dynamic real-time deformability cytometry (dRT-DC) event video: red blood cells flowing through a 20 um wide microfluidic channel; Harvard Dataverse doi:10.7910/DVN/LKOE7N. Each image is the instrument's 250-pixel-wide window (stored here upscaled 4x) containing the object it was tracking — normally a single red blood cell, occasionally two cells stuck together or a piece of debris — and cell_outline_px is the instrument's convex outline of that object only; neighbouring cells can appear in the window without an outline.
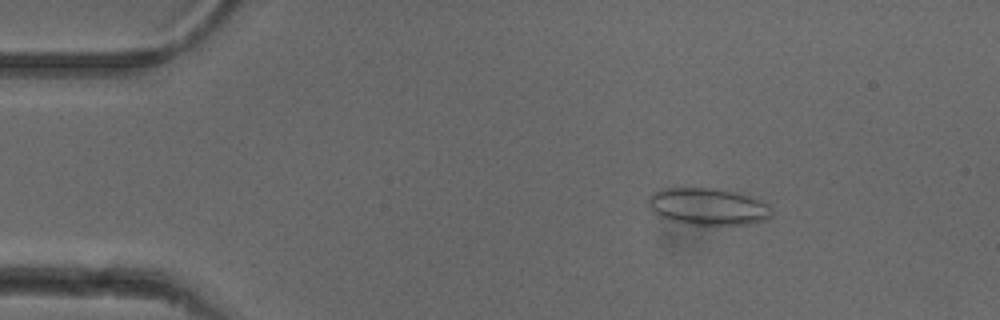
{"species": "common noctule bat (a hibernating species)", "species_latin": "Nyctalus noctula", "temperature_condition": "cold", "stored_images_in_passage": 48, "camera_frame_rate_fps": 3000, "um_per_image_px": 0.085, "animal": {"sex": "female"}, "frame": {"image": 1, "passage_image": 4, "time_ms": 1.0, "image_size_px": [1000, 320], "cell_outline_px": [[772, 216], [764, 220], [748, 224], [688, 224], [668, 220], [652, 212], [648, 204], [648, 196], [652, 192], [660, 188], [724, 188], [740, 192], [760, 200], [768, 204], [772, 208]], "centroid_in_image_um": [60.17, 17.53], "position_along_channel_um": 24.8, "area_um2": 26.99}}
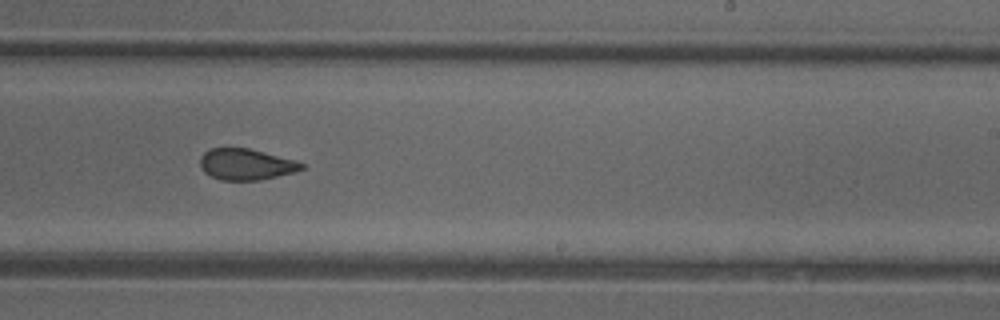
{"frame": {"image": 2, "passage_image": 28, "time_ms": 9.0, "image_size_px": [1000, 320], "cell_outline_px": [[304, 168], [292, 172], [260, 180], [220, 180], [204, 172], [200, 168], [200, 156], [208, 148], [248, 148], [296, 160], [304, 164]], "centroid_in_image_um": [20.87, 13.96], "position_along_channel_um": 268.1, "area_um2": 18.38}}
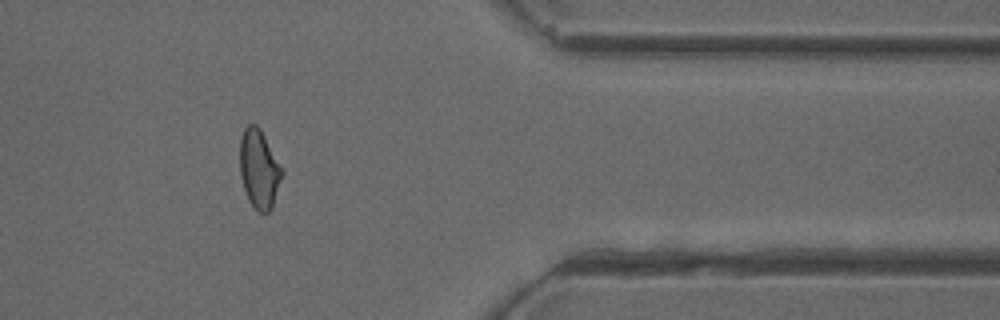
{"frame": {"image": 3, "passage_image": 39, "time_ms": 12.667, "image_size_px": [1000, 320], "cell_outline_px": [[284, 172], [272, 208], [268, 212], [260, 212], [248, 200], [240, 176], [240, 140], [244, 128], [248, 124], [256, 124], [260, 128], [284, 168]], "centroid_in_image_um": [22.05, 14.34], "position_along_channel_um": 389.4, "area_um2": 19.54}, "authors_computed_cell_mechanics": {"area_um2": 19.5653, "velocity_mm_per_s": 3.8981, "shape_relaxation_time_tau1_ms": null, "shape_relaxation_time_tau2_ms": 1.641, "deformation_change_tau1": null, "deformation_change_tau2": 0.0906}}